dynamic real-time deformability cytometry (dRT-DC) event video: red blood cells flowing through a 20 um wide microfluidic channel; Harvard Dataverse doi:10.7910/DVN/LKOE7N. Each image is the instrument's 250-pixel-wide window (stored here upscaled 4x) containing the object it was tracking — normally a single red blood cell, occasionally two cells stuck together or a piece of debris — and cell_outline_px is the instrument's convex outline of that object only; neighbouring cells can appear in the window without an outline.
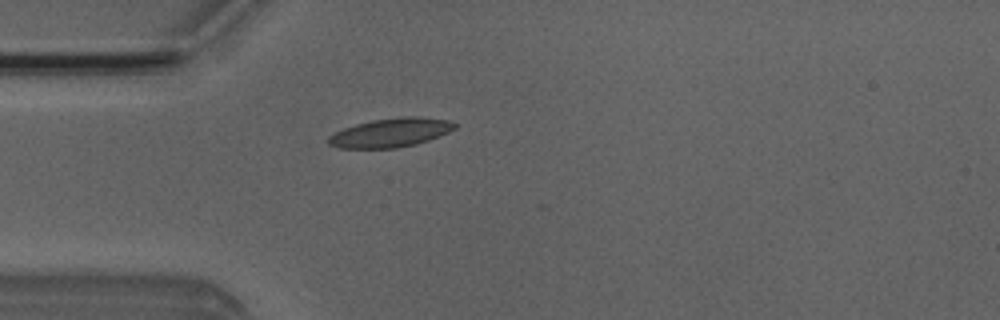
{"species": "Egyptian fruit bat (a non-hibernating species)", "species_latin": "Rousettus aegyptiacus", "temperature_condition": "room temperature", "stored_images_in_passage": 2, "camera_frame_rate_fps": 3000, "um_per_image_px": 0.085, "animal": {"sex": "male"}, "frame": {"image": 1, "passage_image": 2, "time_ms": 1.333, "image_size_px": [1000, 320], "cell_outline_px": [[456, 128], [448, 132], [428, 140], [416, 144], [396, 148], [340, 148], [328, 144], [328, 136], [344, 128], [356, 124], [372, 120], [404, 116], [420, 116], [448, 120], [456, 124]], "centroid_in_image_um": [33.2, 11.27], "position_along_channel_um": 51.8, "area_um2": 21.21}}